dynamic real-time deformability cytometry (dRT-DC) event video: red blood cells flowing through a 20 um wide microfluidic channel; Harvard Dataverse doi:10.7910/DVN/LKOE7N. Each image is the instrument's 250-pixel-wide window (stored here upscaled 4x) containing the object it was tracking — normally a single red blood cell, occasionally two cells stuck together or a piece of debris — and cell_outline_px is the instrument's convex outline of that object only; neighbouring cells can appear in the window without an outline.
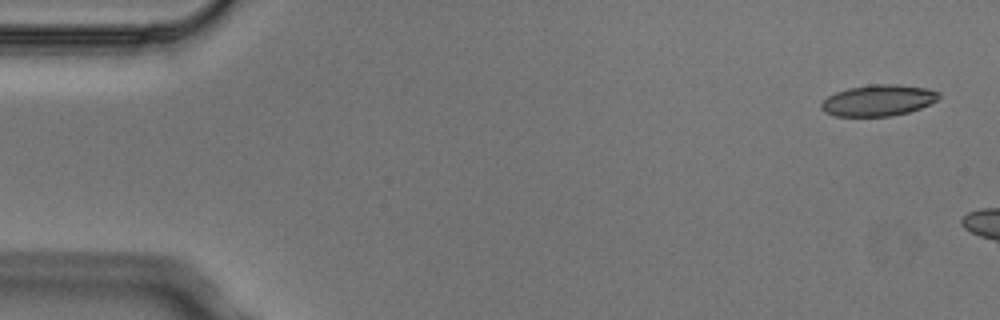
{"species": "Egyptian fruit bat (a non-hibernating species)", "species_latin": "Rousettus aegyptiacus", "temperature_condition": "cold", "stored_images_in_passage": 2, "camera_frame_rate_fps": 3000, "um_per_image_px": 0.085, "animal": {"sex": "male"}, "frame": {"image": 1, "passage_image": 1, "time_ms": 0.0, "image_size_px": [1000, 320], "cell_outline_px": [[940, 96], [936, 100], [920, 108], [908, 112], [892, 116], [836, 116], [824, 112], [820, 108], [820, 104], [828, 96], [836, 92], [848, 88], [872, 84], [896, 84], [928, 88], [940, 92]], "centroid_in_image_um": [74.64, 8.53], "position_along_channel_um": 10.4, "area_um2": 21.39}}